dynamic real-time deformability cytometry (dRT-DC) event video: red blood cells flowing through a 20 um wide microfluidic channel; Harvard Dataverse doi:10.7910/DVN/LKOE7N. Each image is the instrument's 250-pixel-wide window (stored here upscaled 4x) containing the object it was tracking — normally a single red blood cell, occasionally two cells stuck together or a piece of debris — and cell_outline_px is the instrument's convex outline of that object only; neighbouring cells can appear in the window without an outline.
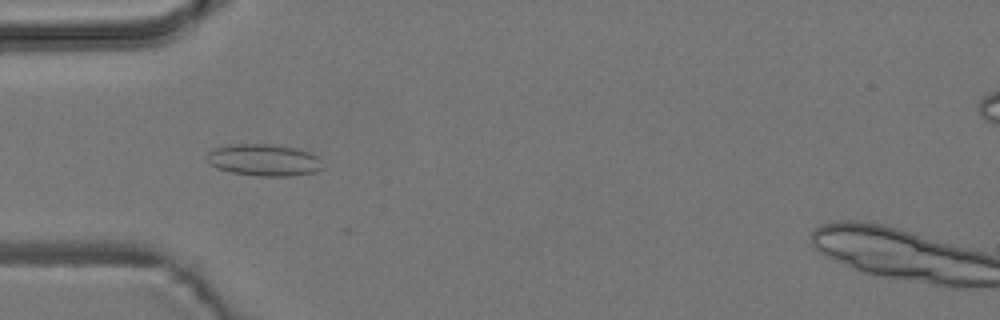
{"species": "common noctule bat (a hibernating species)", "species_latin": "Nyctalus noctula", "temperature_condition": "room temperature", "stored_images_in_passage": 8, "camera_frame_rate_fps": 3000, "um_per_image_px": 0.085, "animal": {"sex": "male", "body_mass_g": 19.2, "forearm_length_mm": 51.8}, "frame": {"image": 1, "passage_image": 4, "time_ms": 4.333, "image_size_px": [1000, 320], "cell_outline_px": [[324, 168], [316, 172], [292, 176], [256, 176], [232, 172], [216, 168], [204, 156], [212, 148], [232, 144], [272, 144], [296, 148], [312, 152], [320, 160]], "centroid_in_image_um": [22.44, 13.6], "position_along_channel_um": 62.6, "area_um2": 21.73}}
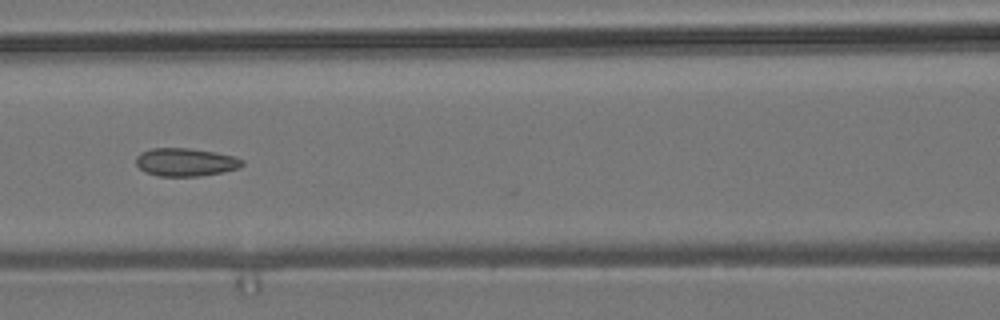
{"frame": {"image": 2, "passage_image": 6, "time_ms": 6.667, "image_size_px": [1000, 320], "cell_outline_px": [[244, 164], [240, 168], [224, 172], [200, 176], [160, 176], [144, 172], [136, 164], [136, 156], [140, 152], [152, 148], [188, 148], [212, 152], [232, 156], [244, 160]], "centroid_in_image_um": [15.76, 13.79], "position_along_channel_um": 150.8, "area_um2": 17.4}}
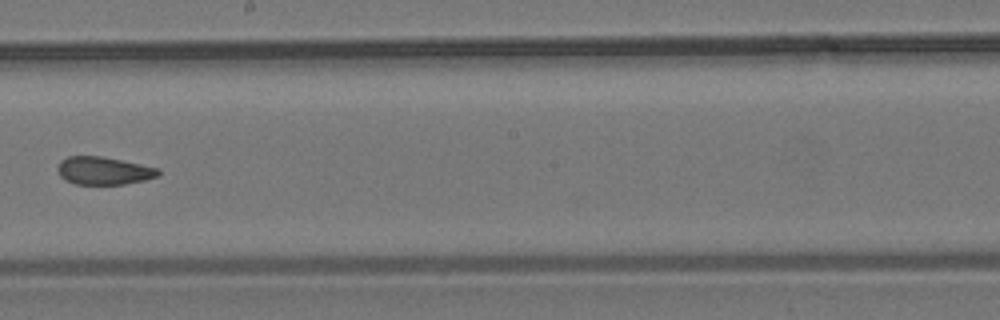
{"frame": {"image": 3, "passage_image": 8, "time_ms": 9.0, "image_size_px": [1000, 320], "cell_outline_px": [[160, 176], [144, 180], [124, 184], [76, 184], [64, 180], [60, 176], [56, 168], [60, 160], [68, 156], [100, 156], [140, 164], [156, 168], [160, 172]], "centroid_in_image_um": [8.77, 14.51], "position_along_channel_um": 239.4, "area_um2": 16.3}}